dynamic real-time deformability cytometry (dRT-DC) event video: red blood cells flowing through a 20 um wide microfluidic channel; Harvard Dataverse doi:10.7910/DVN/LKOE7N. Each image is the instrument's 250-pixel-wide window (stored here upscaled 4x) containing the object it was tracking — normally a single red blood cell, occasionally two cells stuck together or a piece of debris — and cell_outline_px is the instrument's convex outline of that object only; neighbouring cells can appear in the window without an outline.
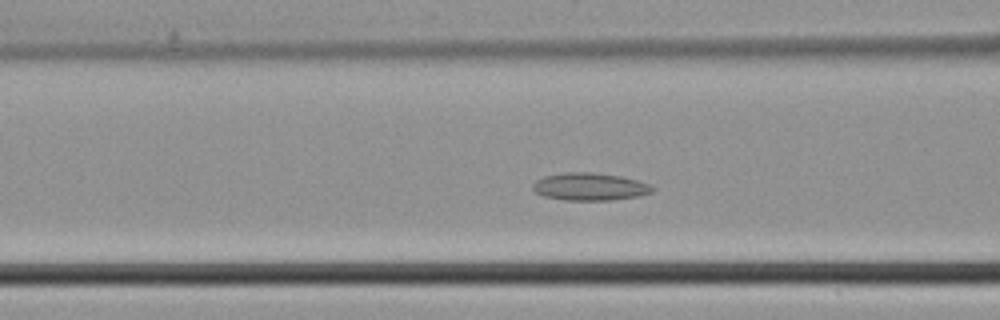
{"species": "common noctule bat (a hibernating species)", "species_latin": "Nyctalus noctula", "temperature_condition": "cold", "stored_images_in_passage": 41, "camera_frame_rate_fps": 3000, "um_per_image_px": 0.085, "animal": {"sex": "male", "body_mass_g": 21.5, "forearm_length_mm": 52.0}, "frame": {"image": 1, "passage_image": 14, "time_ms": 4.333, "image_size_px": [1000, 320], "cell_outline_px": [[656, 188], [652, 192], [640, 196], [612, 200], [564, 200], [544, 196], [536, 192], [532, 188], [532, 184], [536, 180], [544, 176], [564, 172], [592, 172], [620, 176], [652, 184]], "centroid_in_image_um": [50.16, 15.86], "position_along_channel_um": 116.4, "area_um2": 19.36}}
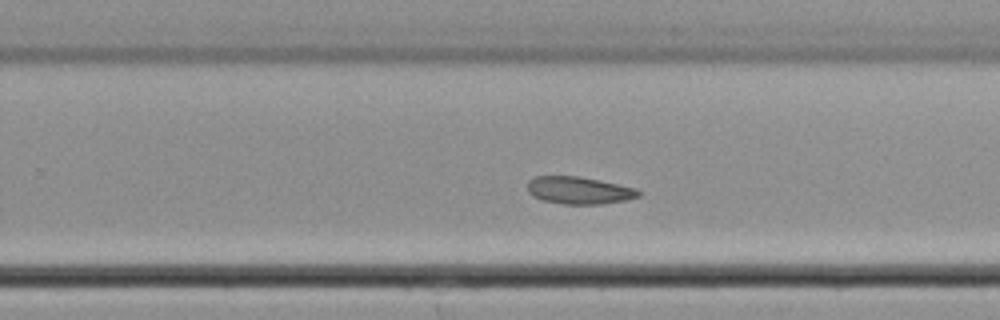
{"frame": {"image": 2, "passage_image": 25, "time_ms": 8.0, "image_size_px": [1000, 320], "cell_outline_px": [[640, 196], [624, 200], [604, 204], [564, 204], [540, 200], [532, 196], [528, 192], [528, 180], [536, 176], [580, 176], [600, 180], [636, 188], [640, 192]], "centroid_in_image_um": [49.19, 16.18], "position_along_channel_um": 280.6, "area_um2": 17.8}}
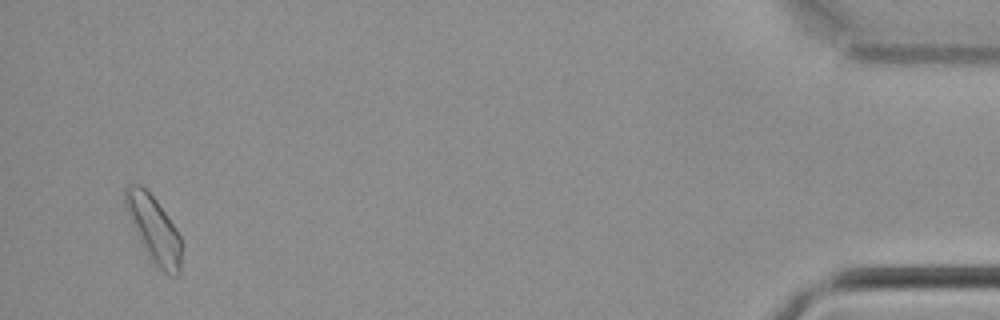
{"frame": {"image": 3, "passage_image": 40, "time_ms": 13.0, "image_size_px": [1000, 320], "cell_outline_px": [[180, 276], [168, 276], [152, 264], [128, 216], [124, 204], [124, 188], [128, 184], [140, 184], [156, 200], [176, 228], [180, 236]], "centroid_in_image_um": [13.06, 19.5], "position_along_channel_um": 422.1, "area_um2": 21.68}}